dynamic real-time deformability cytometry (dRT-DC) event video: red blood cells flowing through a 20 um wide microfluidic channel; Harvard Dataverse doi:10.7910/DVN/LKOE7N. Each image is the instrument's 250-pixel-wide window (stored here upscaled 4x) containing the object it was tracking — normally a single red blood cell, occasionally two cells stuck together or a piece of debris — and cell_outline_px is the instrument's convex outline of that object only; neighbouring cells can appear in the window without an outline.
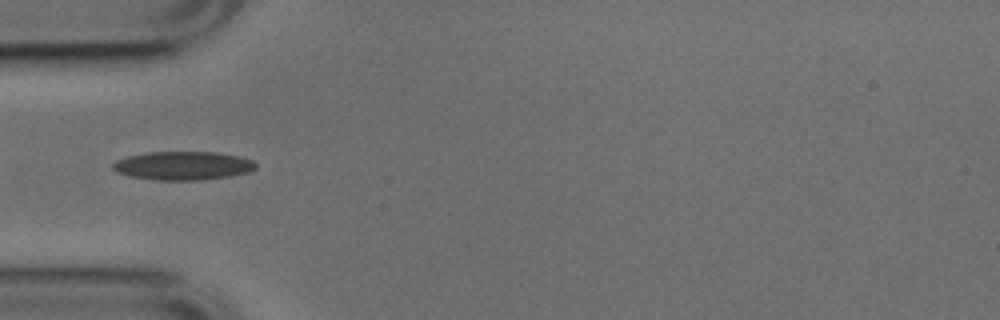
{"species": "common noctule bat (a hibernating species)", "species_latin": "Nyctalus noctula", "temperature_condition": "cold", "stored_images_in_passage": 51, "camera_frame_rate_fps": 3000, "um_per_image_px": 0.085, "animal": {"sex": "male", "body_mass_g": 17.9, "forearm_length_mm": 54.2}, "frame": {"image": 1, "passage_image": 15, "time_ms": 4.667, "image_size_px": [1000, 320], "cell_outline_px": [[256, 168], [248, 172], [228, 176], [200, 180], [156, 180], [132, 176], [116, 172], [112, 168], [112, 164], [116, 160], [128, 156], [148, 152], [216, 152], [240, 156], [252, 160], [256, 164]], "centroid_in_image_um": [15.55, 14.08], "position_along_channel_um": 69.5, "area_um2": 23.7}, "authors_computed_cell_mechanics": {"area_um2": 21.2704, "velocity_mm_per_s": 3.8095, "shape_relaxation_time_tau1_ms": 6.1655, "shape_relaxation_time_tau2_ms": 4.103, "deformation_change_tau1": 0.1605, "deformation_change_tau2": 0.1106}}